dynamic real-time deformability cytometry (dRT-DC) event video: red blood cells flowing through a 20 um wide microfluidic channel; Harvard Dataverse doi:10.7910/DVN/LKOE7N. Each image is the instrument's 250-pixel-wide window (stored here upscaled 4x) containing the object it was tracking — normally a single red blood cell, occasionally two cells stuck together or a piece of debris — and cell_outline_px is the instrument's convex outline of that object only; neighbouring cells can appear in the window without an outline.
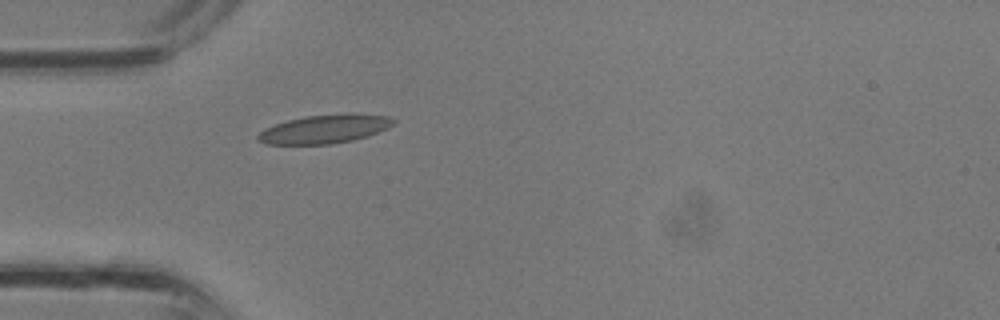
{"species": "common noctule bat (a hibernating species)", "species_latin": "Nyctalus noctula", "temperature_condition": "room temperature", "stored_images_in_passage": 20, "camera_frame_rate_fps": 3000, "um_per_image_px": 0.085, "animal": {"sex": "male", "body_mass_g": 13.3}, "frame": {"image": 1, "passage_image": 1, "time_ms": 0.0, "image_size_px": [1000, 320], "cell_outline_px": [[396, 120], [388, 128], [368, 136], [352, 140], [332, 144], [264, 144], [256, 140], [256, 136], [264, 128], [288, 120], [304, 116], [348, 112], [352, 112], [388, 116]], "centroid_in_image_um": [27.6, 10.95], "position_along_channel_um": 57.4, "area_um2": 22.95}}
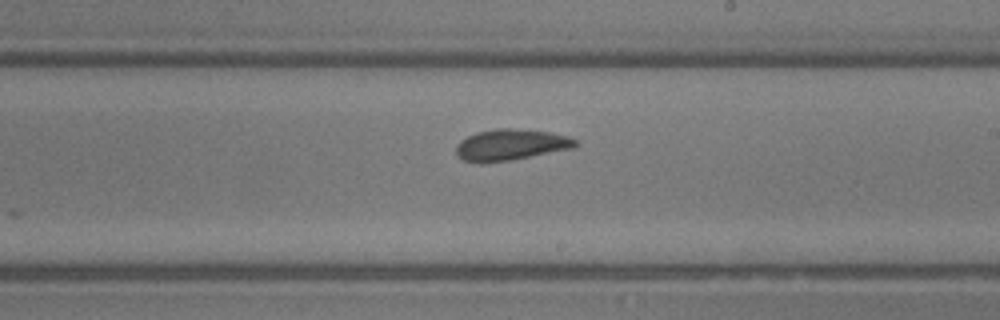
{"frame": {"image": 2, "passage_image": 11, "time_ms": 3.333, "image_size_px": [1000, 320], "cell_outline_px": [[580, 144], [576, 148], [508, 160], [480, 164], [464, 160], [456, 156], [456, 144], [460, 140], [476, 132], [496, 128], [508, 128], [548, 132], [568, 136], [576, 140]], "centroid_in_image_um": [43.4, 12.31], "position_along_channel_um": 245.6, "area_um2": 21.79}}
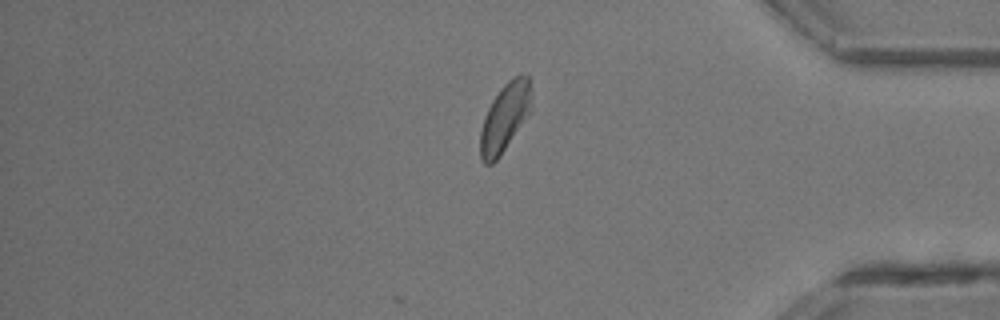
{"frame": {"image": 3, "passage_image": 20, "time_ms": 6.333, "image_size_px": [1000, 320], "cell_outline_px": [[532, 112], [500, 156], [492, 164], [484, 164], [480, 160], [480, 132], [484, 116], [492, 100], [500, 88], [508, 80], [516, 76], [528, 76], [532, 92]], "centroid_in_image_um": [42.93, 10.0], "position_along_channel_um": 392.3, "area_um2": 20.75}}